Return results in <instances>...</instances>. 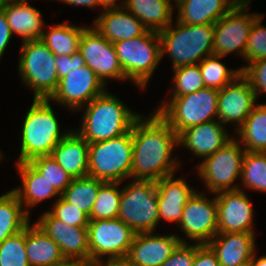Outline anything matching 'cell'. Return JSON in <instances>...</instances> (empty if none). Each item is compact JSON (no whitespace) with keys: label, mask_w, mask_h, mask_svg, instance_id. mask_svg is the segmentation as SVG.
<instances>
[{"label":"cell","mask_w":266,"mask_h":266,"mask_svg":"<svg viewBox=\"0 0 266 266\" xmlns=\"http://www.w3.org/2000/svg\"><path fill=\"white\" fill-rule=\"evenodd\" d=\"M132 142V180L158 181L175 174L180 167V161L172 157L178 135L155 111L134 122Z\"/></svg>","instance_id":"6da1fadb"},{"label":"cell","mask_w":266,"mask_h":266,"mask_svg":"<svg viewBox=\"0 0 266 266\" xmlns=\"http://www.w3.org/2000/svg\"><path fill=\"white\" fill-rule=\"evenodd\" d=\"M70 6L90 7L95 9L101 7V0H58Z\"/></svg>","instance_id":"c3c4849f"},{"label":"cell","mask_w":266,"mask_h":266,"mask_svg":"<svg viewBox=\"0 0 266 266\" xmlns=\"http://www.w3.org/2000/svg\"><path fill=\"white\" fill-rule=\"evenodd\" d=\"M178 227L196 244H208L218 234L216 196L211 200L196 191L183 207Z\"/></svg>","instance_id":"9a60e30c"},{"label":"cell","mask_w":266,"mask_h":266,"mask_svg":"<svg viewBox=\"0 0 266 266\" xmlns=\"http://www.w3.org/2000/svg\"><path fill=\"white\" fill-rule=\"evenodd\" d=\"M10 0H0V9Z\"/></svg>","instance_id":"f5cc1de1"},{"label":"cell","mask_w":266,"mask_h":266,"mask_svg":"<svg viewBox=\"0 0 266 266\" xmlns=\"http://www.w3.org/2000/svg\"><path fill=\"white\" fill-rule=\"evenodd\" d=\"M250 2L251 0H241L214 23L213 54L226 57L235 52L244 58L250 29L260 15L247 12Z\"/></svg>","instance_id":"8fae6325"},{"label":"cell","mask_w":266,"mask_h":266,"mask_svg":"<svg viewBox=\"0 0 266 266\" xmlns=\"http://www.w3.org/2000/svg\"><path fill=\"white\" fill-rule=\"evenodd\" d=\"M243 188L216 193L218 233H255L254 211Z\"/></svg>","instance_id":"2e32d148"},{"label":"cell","mask_w":266,"mask_h":266,"mask_svg":"<svg viewBox=\"0 0 266 266\" xmlns=\"http://www.w3.org/2000/svg\"><path fill=\"white\" fill-rule=\"evenodd\" d=\"M12 35L13 34L10 30L7 18L4 12L0 9V60L6 50V47L10 43Z\"/></svg>","instance_id":"bcb514c9"},{"label":"cell","mask_w":266,"mask_h":266,"mask_svg":"<svg viewBox=\"0 0 266 266\" xmlns=\"http://www.w3.org/2000/svg\"><path fill=\"white\" fill-rule=\"evenodd\" d=\"M78 52L105 86L108 79L126 80L114 44L103 37L95 27L85 26Z\"/></svg>","instance_id":"4fadbf2b"},{"label":"cell","mask_w":266,"mask_h":266,"mask_svg":"<svg viewBox=\"0 0 266 266\" xmlns=\"http://www.w3.org/2000/svg\"><path fill=\"white\" fill-rule=\"evenodd\" d=\"M219 90L204 88L184 96L171 97L155 112L179 135L187 128L217 119Z\"/></svg>","instance_id":"8992f818"},{"label":"cell","mask_w":266,"mask_h":266,"mask_svg":"<svg viewBox=\"0 0 266 266\" xmlns=\"http://www.w3.org/2000/svg\"><path fill=\"white\" fill-rule=\"evenodd\" d=\"M238 266H252L251 260Z\"/></svg>","instance_id":"db71d44e"},{"label":"cell","mask_w":266,"mask_h":266,"mask_svg":"<svg viewBox=\"0 0 266 266\" xmlns=\"http://www.w3.org/2000/svg\"><path fill=\"white\" fill-rule=\"evenodd\" d=\"M19 162L50 156L53 148L72 130L61 134L59 121L49 99H33L21 129Z\"/></svg>","instance_id":"3957f363"},{"label":"cell","mask_w":266,"mask_h":266,"mask_svg":"<svg viewBox=\"0 0 266 266\" xmlns=\"http://www.w3.org/2000/svg\"><path fill=\"white\" fill-rule=\"evenodd\" d=\"M161 59L167 53L173 69L199 64L213 54L214 24L187 25L178 21L159 32Z\"/></svg>","instance_id":"277c9868"},{"label":"cell","mask_w":266,"mask_h":266,"mask_svg":"<svg viewBox=\"0 0 266 266\" xmlns=\"http://www.w3.org/2000/svg\"><path fill=\"white\" fill-rule=\"evenodd\" d=\"M193 266H220L215 252L208 244H196Z\"/></svg>","instance_id":"f6af8a7d"},{"label":"cell","mask_w":266,"mask_h":266,"mask_svg":"<svg viewBox=\"0 0 266 266\" xmlns=\"http://www.w3.org/2000/svg\"><path fill=\"white\" fill-rule=\"evenodd\" d=\"M264 15L260 14L253 22L249 32L244 60L247 63L266 58V27L262 26Z\"/></svg>","instance_id":"ab89813d"},{"label":"cell","mask_w":266,"mask_h":266,"mask_svg":"<svg viewBox=\"0 0 266 266\" xmlns=\"http://www.w3.org/2000/svg\"><path fill=\"white\" fill-rule=\"evenodd\" d=\"M226 130L218 120L205 122L182 131L178 135V146H183L194 156L204 159L232 139Z\"/></svg>","instance_id":"ffe728a7"},{"label":"cell","mask_w":266,"mask_h":266,"mask_svg":"<svg viewBox=\"0 0 266 266\" xmlns=\"http://www.w3.org/2000/svg\"><path fill=\"white\" fill-rule=\"evenodd\" d=\"M12 1L28 2L29 0H12Z\"/></svg>","instance_id":"11a10c76"},{"label":"cell","mask_w":266,"mask_h":266,"mask_svg":"<svg viewBox=\"0 0 266 266\" xmlns=\"http://www.w3.org/2000/svg\"><path fill=\"white\" fill-rule=\"evenodd\" d=\"M34 223L58 244L65 258L90 261L87 227L67 225L48 210Z\"/></svg>","instance_id":"ac0fdd59"},{"label":"cell","mask_w":266,"mask_h":266,"mask_svg":"<svg viewBox=\"0 0 266 266\" xmlns=\"http://www.w3.org/2000/svg\"><path fill=\"white\" fill-rule=\"evenodd\" d=\"M88 150L89 143L73 129L53 148L50 156L72 178H82L88 176Z\"/></svg>","instance_id":"cb8c5ba5"},{"label":"cell","mask_w":266,"mask_h":266,"mask_svg":"<svg viewBox=\"0 0 266 266\" xmlns=\"http://www.w3.org/2000/svg\"><path fill=\"white\" fill-rule=\"evenodd\" d=\"M195 253L196 243H180L160 266H193Z\"/></svg>","instance_id":"7bdbcfd3"},{"label":"cell","mask_w":266,"mask_h":266,"mask_svg":"<svg viewBox=\"0 0 266 266\" xmlns=\"http://www.w3.org/2000/svg\"><path fill=\"white\" fill-rule=\"evenodd\" d=\"M25 247L26 227L0 244V266H30Z\"/></svg>","instance_id":"f35d334b"},{"label":"cell","mask_w":266,"mask_h":266,"mask_svg":"<svg viewBox=\"0 0 266 266\" xmlns=\"http://www.w3.org/2000/svg\"><path fill=\"white\" fill-rule=\"evenodd\" d=\"M103 183V181L90 176L73 178L61 197L89 216Z\"/></svg>","instance_id":"d6a6232c"},{"label":"cell","mask_w":266,"mask_h":266,"mask_svg":"<svg viewBox=\"0 0 266 266\" xmlns=\"http://www.w3.org/2000/svg\"><path fill=\"white\" fill-rule=\"evenodd\" d=\"M113 44L126 80L144 89L161 61L159 33L147 30L139 37Z\"/></svg>","instance_id":"ba28073f"},{"label":"cell","mask_w":266,"mask_h":266,"mask_svg":"<svg viewBox=\"0 0 266 266\" xmlns=\"http://www.w3.org/2000/svg\"><path fill=\"white\" fill-rule=\"evenodd\" d=\"M55 65L57 67L58 79L60 80L72 70L80 68L86 64L82 55L77 51L73 55H56Z\"/></svg>","instance_id":"ee69618b"},{"label":"cell","mask_w":266,"mask_h":266,"mask_svg":"<svg viewBox=\"0 0 266 266\" xmlns=\"http://www.w3.org/2000/svg\"><path fill=\"white\" fill-rule=\"evenodd\" d=\"M16 167L20 174L22 185L12 189L18 196L25 212L30 216V207L38 205L50 198L61 197V194L28 162H19Z\"/></svg>","instance_id":"484cf974"},{"label":"cell","mask_w":266,"mask_h":266,"mask_svg":"<svg viewBox=\"0 0 266 266\" xmlns=\"http://www.w3.org/2000/svg\"><path fill=\"white\" fill-rule=\"evenodd\" d=\"M29 220L30 216L13 190L0 196V244L21 232L29 224Z\"/></svg>","instance_id":"4dcf8cb0"},{"label":"cell","mask_w":266,"mask_h":266,"mask_svg":"<svg viewBox=\"0 0 266 266\" xmlns=\"http://www.w3.org/2000/svg\"><path fill=\"white\" fill-rule=\"evenodd\" d=\"M235 133L247 152H266V103L256 104Z\"/></svg>","instance_id":"f546056e"},{"label":"cell","mask_w":266,"mask_h":266,"mask_svg":"<svg viewBox=\"0 0 266 266\" xmlns=\"http://www.w3.org/2000/svg\"><path fill=\"white\" fill-rule=\"evenodd\" d=\"M85 107L80 128L76 131L88 143L109 140L128 133L141 116L107 90Z\"/></svg>","instance_id":"7a4b0ae2"},{"label":"cell","mask_w":266,"mask_h":266,"mask_svg":"<svg viewBox=\"0 0 266 266\" xmlns=\"http://www.w3.org/2000/svg\"><path fill=\"white\" fill-rule=\"evenodd\" d=\"M54 266H94L91 261L83 259L65 258L63 261L56 263Z\"/></svg>","instance_id":"681fc988"},{"label":"cell","mask_w":266,"mask_h":266,"mask_svg":"<svg viewBox=\"0 0 266 266\" xmlns=\"http://www.w3.org/2000/svg\"><path fill=\"white\" fill-rule=\"evenodd\" d=\"M241 0H175L179 23L214 24Z\"/></svg>","instance_id":"d4e9b609"},{"label":"cell","mask_w":266,"mask_h":266,"mask_svg":"<svg viewBox=\"0 0 266 266\" xmlns=\"http://www.w3.org/2000/svg\"><path fill=\"white\" fill-rule=\"evenodd\" d=\"M240 180L248 190L266 192V152L246 151Z\"/></svg>","instance_id":"d590c367"},{"label":"cell","mask_w":266,"mask_h":266,"mask_svg":"<svg viewBox=\"0 0 266 266\" xmlns=\"http://www.w3.org/2000/svg\"><path fill=\"white\" fill-rule=\"evenodd\" d=\"M49 212L67 225L75 227H88L90 221L85 212L66 202L62 197L56 199L53 208Z\"/></svg>","instance_id":"60d3db41"},{"label":"cell","mask_w":266,"mask_h":266,"mask_svg":"<svg viewBox=\"0 0 266 266\" xmlns=\"http://www.w3.org/2000/svg\"><path fill=\"white\" fill-rule=\"evenodd\" d=\"M118 0H101V7L103 10L107 9H116V8H125L128 0L123 1L122 5L117 4Z\"/></svg>","instance_id":"f907efd6"},{"label":"cell","mask_w":266,"mask_h":266,"mask_svg":"<svg viewBox=\"0 0 266 266\" xmlns=\"http://www.w3.org/2000/svg\"><path fill=\"white\" fill-rule=\"evenodd\" d=\"M249 81L241 74L233 82L219 90L217 119L222 124L236 125L235 132L242 126L257 101Z\"/></svg>","instance_id":"e0dca14e"},{"label":"cell","mask_w":266,"mask_h":266,"mask_svg":"<svg viewBox=\"0 0 266 266\" xmlns=\"http://www.w3.org/2000/svg\"><path fill=\"white\" fill-rule=\"evenodd\" d=\"M28 163L60 194L64 192L73 180L51 156H39Z\"/></svg>","instance_id":"74e56055"},{"label":"cell","mask_w":266,"mask_h":266,"mask_svg":"<svg viewBox=\"0 0 266 266\" xmlns=\"http://www.w3.org/2000/svg\"><path fill=\"white\" fill-rule=\"evenodd\" d=\"M242 75L249 81L257 99L266 94V58L241 67Z\"/></svg>","instance_id":"b9f144b4"},{"label":"cell","mask_w":266,"mask_h":266,"mask_svg":"<svg viewBox=\"0 0 266 266\" xmlns=\"http://www.w3.org/2000/svg\"><path fill=\"white\" fill-rule=\"evenodd\" d=\"M92 26L111 43L131 40L147 31L142 22L126 8L102 10Z\"/></svg>","instance_id":"7402d4cb"},{"label":"cell","mask_w":266,"mask_h":266,"mask_svg":"<svg viewBox=\"0 0 266 266\" xmlns=\"http://www.w3.org/2000/svg\"><path fill=\"white\" fill-rule=\"evenodd\" d=\"M90 261L95 265L106 259L127 256L135 232L119 218L90 220L88 224Z\"/></svg>","instance_id":"7c38bea8"},{"label":"cell","mask_w":266,"mask_h":266,"mask_svg":"<svg viewBox=\"0 0 266 266\" xmlns=\"http://www.w3.org/2000/svg\"><path fill=\"white\" fill-rule=\"evenodd\" d=\"M28 4L10 0L1 8L12 34L20 35L22 42L40 39L47 26L41 17L42 13Z\"/></svg>","instance_id":"4316f807"},{"label":"cell","mask_w":266,"mask_h":266,"mask_svg":"<svg viewBox=\"0 0 266 266\" xmlns=\"http://www.w3.org/2000/svg\"><path fill=\"white\" fill-rule=\"evenodd\" d=\"M105 87L97 75L84 65L61 78L57 90L49 100L77 111L83 109L82 107L95 97L102 95L106 91Z\"/></svg>","instance_id":"5bb4252c"},{"label":"cell","mask_w":266,"mask_h":266,"mask_svg":"<svg viewBox=\"0 0 266 266\" xmlns=\"http://www.w3.org/2000/svg\"><path fill=\"white\" fill-rule=\"evenodd\" d=\"M20 49L18 74L22 83L32 89L34 99H49L59 84L56 55L40 39L21 42Z\"/></svg>","instance_id":"52a82bcc"},{"label":"cell","mask_w":266,"mask_h":266,"mask_svg":"<svg viewBox=\"0 0 266 266\" xmlns=\"http://www.w3.org/2000/svg\"><path fill=\"white\" fill-rule=\"evenodd\" d=\"M25 249L30 266H54L65 259L58 244L35 223L26 226Z\"/></svg>","instance_id":"83f0119b"},{"label":"cell","mask_w":266,"mask_h":266,"mask_svg":"<svg viewBox=\"0 0 266 266\" xmlns=\"http://www.w3.org/2000/svg\"><path fill=\"white\" fill-rule=\"evenodd\" d=\"M121 183L104 182L98 191L89 220L115 219L119 213L122 189Z\"/></svg>","instance_id":"e575fe53"},{"label":"cell","mask_w":266,"mask_h":266,"mask_svg":"<svg viewBox=\"0 0 266 266\" xmlns=\"http://www.w3.org/2000/svg\"><path fill=\"white\" fill-rule=\"evenodd\" d=\"M50 26H47L49 28L46 29L47 31L44 29L40 40L55 55H73L78 51L85 27L67 23H58Z\"/></svg>","instance_id":"1f68e13d"},{"label":"cell","mask_w":266,"mask_h":266,"mask_svg":"<svg viewBox=\"0 0 266 266\" xmlns=\"http://www.w3.org/2000/svg\"><path fill=\"white\" fill-rule=\"evenodd\" d=\"M157 189L159 222H175L178 225L182 218L183 207L196 192L190 187L187 181L181 178H174V174L155 181Z\"/></svg>","instance_id":"44dd1931"},{"label":"cell","mask_w":266,"mask_h":266,"mask_svg":"<svg viewBox=\"0 0 266 266\" xmlns=\"http://www.w3.org/2000/svg\"><path fill=\"white\" fill-rule=\"evenodd\" d=\"M173 87L171 97L184 96L204 89L205 84L198 64L173 69Z\"/></svg>","instance_id":"8d00e7d4"},{"label":"cell","mask_w":266,"mask_h":266,"mask_svg":"<svg viewBox=\"0 0 266 266\" xmlns=\"http://www.w3.org/2000/svg\"><path fill=\"white\" fill-rule=\"evenodd\" d=\"M94 266H138L128 256L117 257L111 259H103Z\"/></svg>","instance_id":"7dc6e473"},{"label":"cell","mask_w":266,"mask_h":266,"mask_svg":"<svg viewBox=\"0 0 266 266\" xmlns=\"http://www.w3.org/2000/svg\"><path fill=\"white\" fill-rule=\"evenodd\" d=\"M2 152L0 151V160L2 159L3 155L1 154Z\"/></svg>","instance_id":"9f6ffc18"},{"label":"cell","mask_w":266,"mask_h":266,"mask_svg":"<svg viewBox=\"0 0 266 266\" xmlns=\"http://www.w3.org/2000/svg\"><path fill=\"white\" fill-rule=\"evenodd\" d=\"M132 157V129L109 140L89 143L88 176L106 183H121L131 178Z\"/></svg>","instance_id":"5b68a950"},{"label":"cell","mask_w":266,"mask_h":266,"mask_svg":"<svg viewBox=\"0 0 266 266\" xmlns=\"http://www.w3.org/2000/svg\"><path fill=\"white\" fill-rule=\"evenodd\" d=\"M246 150L241 149L238 139L232 138L212 155L204 158L197 166L198 176L204 181L206 190L212 194L220 191L237 190L234 185L241 178Z\"/></svg>","instance_id":"30bf717a"},{"label":"cell","mask_w":266,"mask_h":266,"mask_svg":"<svg viewBox=\"0 0 266 266\" xmlns=\"http://www.w3.org/2000/svg\"><path fill=\"white\" fill-rule=\"evenodd\" d=\"M180 243H188L176 234L135 233L128 257L138 266H160Z\"/></svg>","instance_id":"d6986e66"},{"label":"cell","mask_w":266,"mask_h":266,"mask_svg":"<svg viewBox=\"0 0 266 266\" xmlns=\"http://www.w3.org/2000/svg\"><path fill=\"white\" fill-rule=\"evenodd\" d=\"M252 266H266V256L256 258V251L251 259Z\"/></svg>","instance_id":"816d5d0a"},{"label":"cell","mask_w":266,"mask_h":266,"mask_svg":"<svg viewBox=\"0 0 266 266\" xmlns=\"http://www.w3.org/2000/svg\"><path fill=\"white\" fill-rule=\"evenodd\" d=\"M221 58L224 57L212 54L198 64L206 88L221 90L241 75L242 70L240 68L235 70L227 68L220 61Z\"/></svg>","instance_id":"836d02e7"},{"label":"cell","mask_w":266,"mask_h":266,"mask_svg":"<svg viewBox=\"0 0 266 266\" xmlns=\"http://www.w3.org/2000/svg\"><path fill=\"white\" fill-rule=\"evenodd\" d=\"M255 233H218L208 243L215 252L220 266H238L254 255Z\"/></svg>","instance_id":"603a6c76"},{"label":"cell","mask_w":266,"mask_h":266,"mask_svg":"<svg viewBox=\"0 0 266 266\" xmlns=\"http://www.w3.org/2000/svg\"><path fill=\"white\" fill-rule=\"evenodd\" d=\"M125 8L150 31L159 33L173 22L171 0H128Z\"/></svg>","instance_id":"f1b7e54d"},{"label":"cell","mask_w":266,"mask_h":266,"mask_svg":"<svg viewBox=\"0 0 266 266\" xmlns=\"http://www.w3.org/2000/svg\"><path fill=\"white\" fill-rule=\"evenodd\" d=\"M117 218L135 233L155 232L159 207L155 181L132 180L122 188Z\"/></svg>","instance_id":"9c48e42d"}]
</instances>
